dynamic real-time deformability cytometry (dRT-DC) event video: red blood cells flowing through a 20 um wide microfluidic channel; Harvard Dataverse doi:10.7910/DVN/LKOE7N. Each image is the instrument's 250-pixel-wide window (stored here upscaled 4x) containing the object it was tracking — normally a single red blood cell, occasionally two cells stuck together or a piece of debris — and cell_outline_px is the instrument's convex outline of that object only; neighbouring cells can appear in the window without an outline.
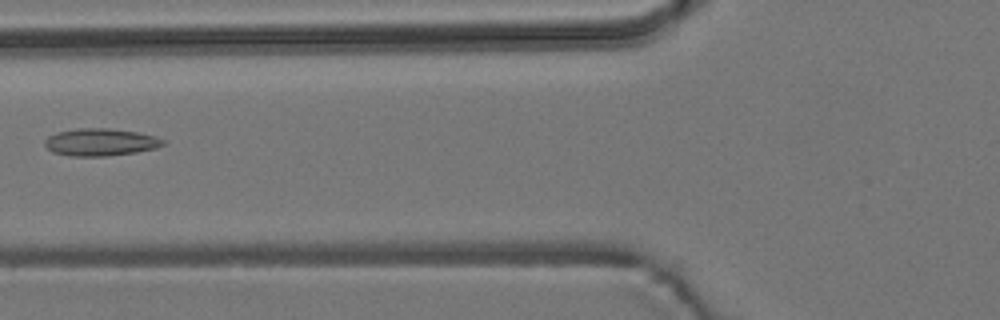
{"species": "common noctule bat (a hibernating species)", "species_latin": "Nyctalus noctula", "temperature_condition": "room temperature", "stored_images_in_passage": 6, "camera_frame_rate_fps": 3000, "um_per_image_px": 0.085, "animal": {"sex": "male", "body_mass_g": 19.2, "forearm_length_mm": 51.8}, "frame": {"image": 1, "passage_image": 6, "time_ms": 6.0, "image_size_px": [1000, 320], "cell_outline_px": [[164, 144], [156, 148], [136, 152], [108, 156], [68, 156], [52, 152], [44, 144], [44, 140], [48, 136], [60, 132], [76, 128], [108, 128], [136, 132], [156, 136], [164, 140]], "centroid_in_image_um": [8.53, 12.09], "position_along_channel_um": 117.3, "area_um2": 18.84}}